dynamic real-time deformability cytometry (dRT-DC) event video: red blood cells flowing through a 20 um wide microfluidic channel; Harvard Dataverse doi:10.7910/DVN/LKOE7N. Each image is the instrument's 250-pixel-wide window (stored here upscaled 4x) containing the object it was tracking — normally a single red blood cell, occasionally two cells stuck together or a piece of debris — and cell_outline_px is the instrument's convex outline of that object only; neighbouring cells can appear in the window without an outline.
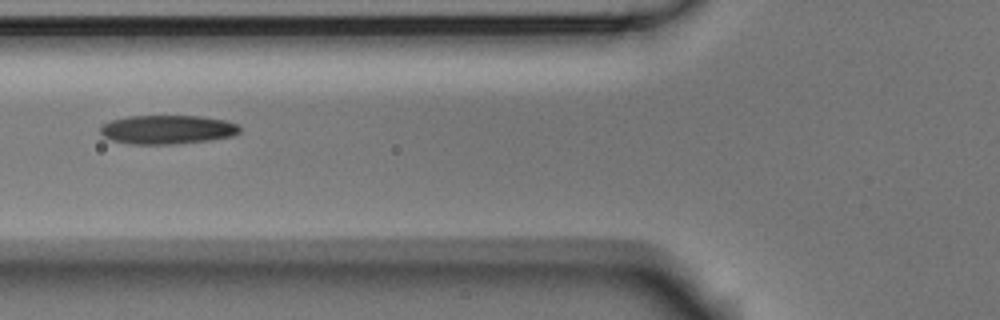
{"species": "Egyptian fruit bat (a non-hibernating species)", "species_latin": "Rousettus aegyptiacus", "temperature_condition": "room temperature", "stored_images_in_passage": 6, "camera_frame_rate_fps": 3000, "um_per_image_px": 0.085, "animal": {"sex": "male"}, "frame": {"image": 1, "passage_image": 6, "time_ms": 1.667, "image_size_px": [1000, 320], "cell_outline_px": [[240, 132], [232, 136], [208, 140], [172, 144], [132, 144], [112, 140], [104, 136], [100, 132], [100, 128], [104, 124], [112, 120], [128, 116], [200, 116], [224, 120], [240, 124]], "centroid_in_image_um": [14.25, 11.01], "position_along_channel_um": 111.6, "area_um2": 23.35}}